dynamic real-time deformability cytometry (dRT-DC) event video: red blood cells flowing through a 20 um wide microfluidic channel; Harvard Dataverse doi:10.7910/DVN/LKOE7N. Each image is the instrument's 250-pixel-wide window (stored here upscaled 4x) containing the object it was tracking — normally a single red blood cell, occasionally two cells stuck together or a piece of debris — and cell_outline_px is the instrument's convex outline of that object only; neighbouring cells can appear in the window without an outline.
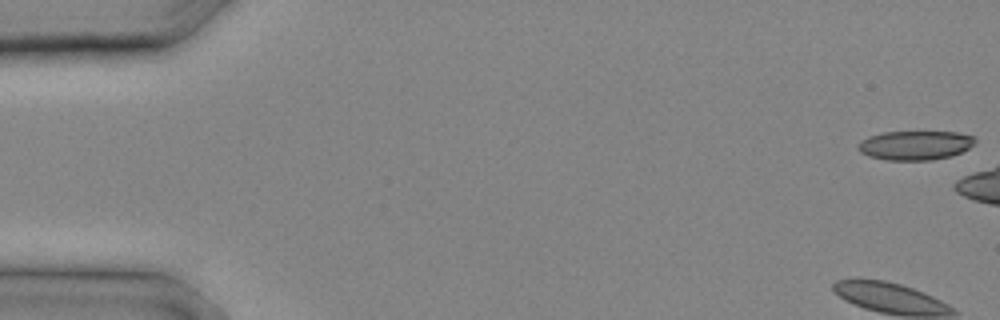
{"species": "common noctule bat (a hibernating species)", "species_latin": "Nyctalus noctula", "temperature_condition": "cold", "stored_images_in_passage": 10, "camera_frame_rate_fps": 3000, "um_per_image_px": 0.085, "animal": {"sex": "male", "body_mass_g": 20.4}, "frame": {"image": 1, "passage_image": 1, "time_ms": 0.0, "image_size_px": [1000, 320], "cell_outline_px": [[976, 144], [952, 156], [932, 160], [884, 160], [868, 156], [860, 152], [856, 148], [856, 144], [860, 140], [868, 136], [884, 132], [956, 132], [976, 136]], "centroid_in_image_um": [77.77, 12.35], "position_along_channel_um": 7.2, "area_um2": 20.23}}